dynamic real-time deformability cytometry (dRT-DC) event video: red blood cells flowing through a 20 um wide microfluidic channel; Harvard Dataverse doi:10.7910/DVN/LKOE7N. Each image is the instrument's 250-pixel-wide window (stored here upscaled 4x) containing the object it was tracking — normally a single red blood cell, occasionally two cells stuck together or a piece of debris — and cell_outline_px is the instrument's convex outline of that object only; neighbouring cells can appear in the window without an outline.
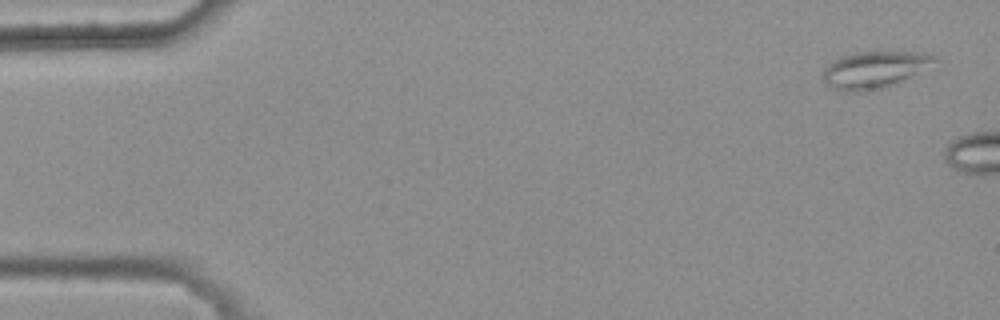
{"species": "common noctule bat (a hibernating species)", "species_latin": "Nyctalus noctula", "temperature_condition": "warm", "stored_images_in_passage": 5, "camera_frame_rate_fps": 3000, "um_per_image_px": 0.085, "animal": {"sex": "female", "body_mass_g": 25.1}, "frame": {"image": 1, "passage_image": 1, "time_ms": 0.0, "image_size_px": [1000, 320], "cell_outline_px": [[936, 60], [888, 88], [852, 92], [848, 92], [832, 88], [824, 80], [824, 68], [828, 64], [840, 56], [856, 52], [924, 52], [936, 56]], "centroid_in_image_um": [74.26, 5.92], "position_along_channel_um": 10.7, "area_um2": 23.41}}